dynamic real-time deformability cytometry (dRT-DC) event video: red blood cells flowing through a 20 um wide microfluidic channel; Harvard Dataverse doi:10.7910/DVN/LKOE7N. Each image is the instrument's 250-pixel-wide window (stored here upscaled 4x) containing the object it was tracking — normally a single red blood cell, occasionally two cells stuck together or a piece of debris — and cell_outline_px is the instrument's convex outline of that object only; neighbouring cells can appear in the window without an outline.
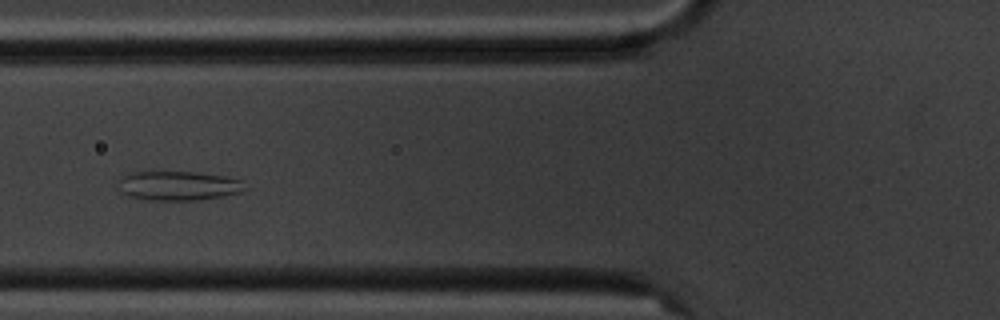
{"species": "common noctule bat (a hibernating species)", "species_latin": "Nyctalus noctula", "temperature_condition": "cold", "stored_images_in_passage": 11, "camera_frame_rate_fps": 3000, "um_per_image_px": 0.085, "animal": {"sex": "male", "body_mass_g": 20.1, "forearm_length_mm": 53.5}, "frame": {"image": 1, "passage_image": 4, "time_ms": 4.333, "image_size_px": [1000, 320], "cell_outline_px": [[240, 192], [224, 196], [196, 200], [152, 200], [128, 196], [120, 192], [116, 188], [116, 184], [120, 176], [132, 172], [152, 168], [192, 172], [224, 176], [240, 180]], "centroid_in_image_um": [14.94, 15.74], "position_along_channel_um": 110.9, "area_um2": 22.31}}
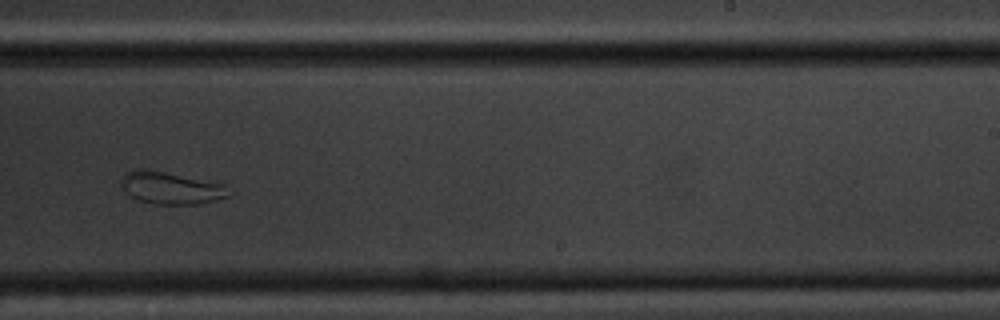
{"frame": {"image": 2, "passage_image": 8, "time_ms": 9.0, "image_size_px": [1000, 320], "cell_outline_px": [[228, 196], [196, 204], [156, 204], [140, 200], [132, 196], [120, 184], [120, 180], [128, 172], [136, 168], [140, 168], [164, 172], [224, 184]], "centroid_in_image_um": [14.48, 15.97], "position_along_channel_um": 274.5, "area_um2": 19.48}}
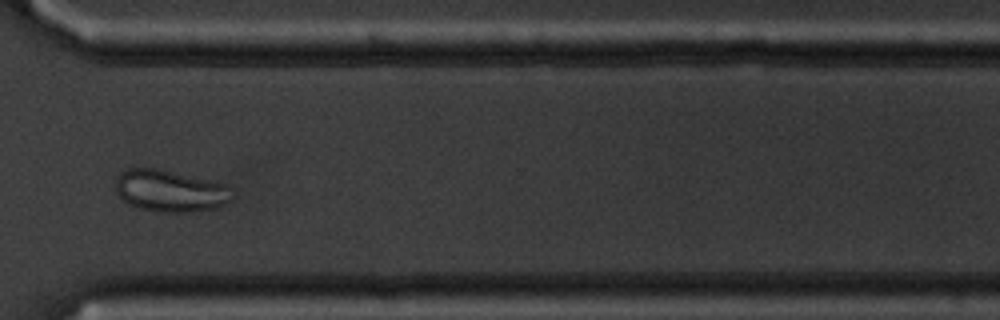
{"frame": {"image": 3, "passage_image": 10, "time_ms": 11.333, "image_size_px": [1000, 320], "cell_outline_px": [[236, 196], [232, 200], [216, 208], [192, 212], [156, 212], [140, 208], [128, 204], [116, 192], [116, 176], [120, 172], [128, 168], [156, 168], [212, 180], [224, 184]], "centroid_in_image_um": [14.47, 16.23], "position_along_channel_um": 356.1, "area_um2": 28.67}}